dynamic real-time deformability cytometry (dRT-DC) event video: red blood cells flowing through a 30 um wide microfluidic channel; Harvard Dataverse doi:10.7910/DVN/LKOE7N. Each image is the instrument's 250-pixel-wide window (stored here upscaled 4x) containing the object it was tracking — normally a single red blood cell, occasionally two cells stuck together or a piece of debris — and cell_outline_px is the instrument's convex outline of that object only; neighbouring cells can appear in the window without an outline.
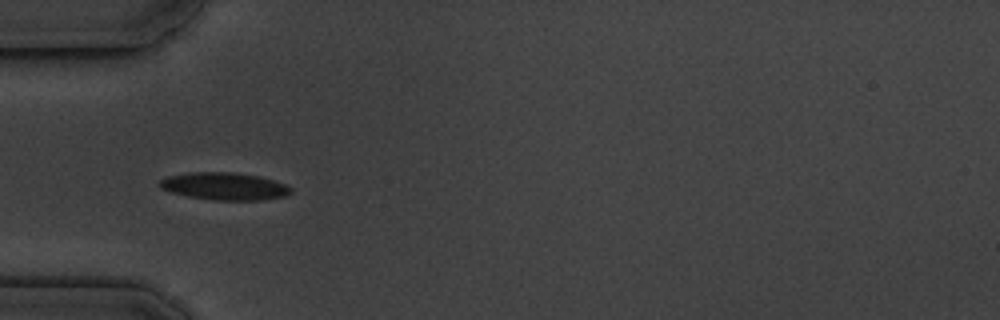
{"species": "common noctule bat (a hibernating species)", "species_latin": "Nyctalus noctula", "temperature_condition": "cold", "stored_images_in_passage": 5, "camera_frame_rate_fps": 3000, "um_per_image_px": 0.085, "animal": {"sex": "male", "body_mass_g": 19.5, "forearm_length_mm": 54.6}, "frame": {"image": 1, "passage_image": 3, "time_ms": 3.0, "image_size_px": [1000, 320], "cell_outline_px": [[292, 192], [284, 196], [260, 200], [212, 200], [188, 196], [172, 192], [160, 188], [156, 184], [160, 180], [168, 176], [188, 172], [232, 172], [260, 176], [284, 184], [292, 188]], "centroid_in_image_um": [19.04, 15.82], "position_along_channel_um": 66.0, "area_um2": 20.98}}
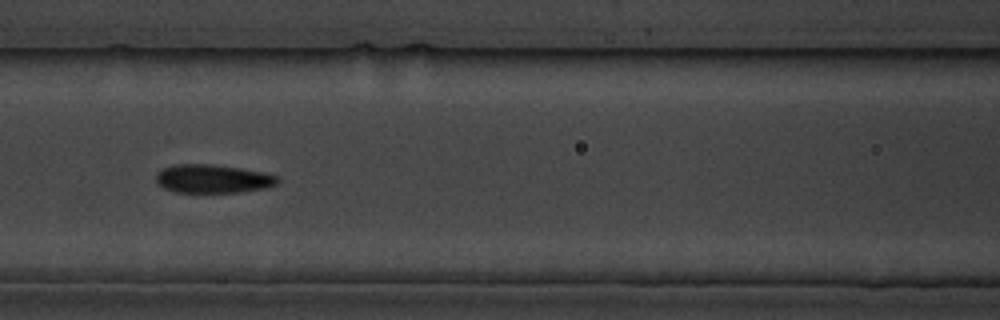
{"frame": {"image": 2, "passage_image": 5, "time_ms": 5.333, "image_size_px": [1000, 320], "cell_outline_px": [[280, 180], [276, 184], [264, 188], [240, 192], [176, 192], [164, 188], [156, 184], [156, 176], [164, 168], [176, 164], [216, 164], [264, 172], [280, 176]], "centroid_in_image_um": [18.12, 15.19], "position_along_channel_um": 148.5, "area_um2": 20.23}}